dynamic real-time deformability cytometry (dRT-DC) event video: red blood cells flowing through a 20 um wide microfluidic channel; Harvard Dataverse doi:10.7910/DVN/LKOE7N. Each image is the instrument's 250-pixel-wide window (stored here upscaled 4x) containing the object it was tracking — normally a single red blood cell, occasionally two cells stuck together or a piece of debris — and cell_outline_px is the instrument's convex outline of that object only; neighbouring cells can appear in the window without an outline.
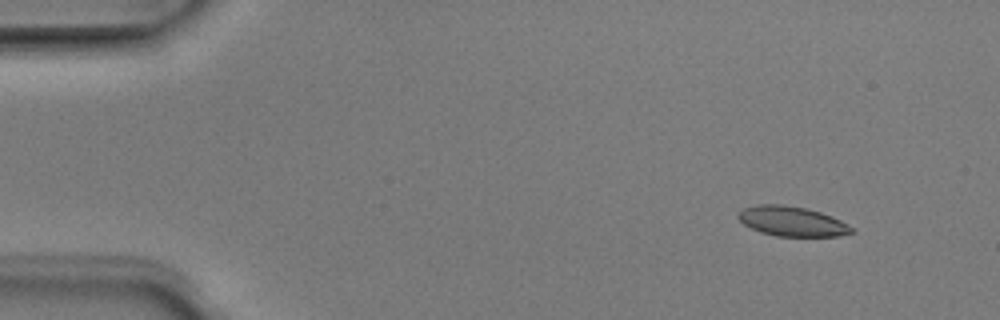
{"species": "Egyptian fruit bat (a non-hibernating species)", "species_latin": "Rousettus aegyptiacus", "temperature_condition": "room temperature", "stored_images_in_passage": 4, "camera_frame_rate_fps": 3000, "um_per_image_px": 0.085, "animal": {"sex": "male"}, "frame": {"image": 1, "passage_image": 1, "time_ms": 0.0, "image_size_px": [1000, 320], "cell_outline_px": [[856, 232], [840, 236], [776, 236], [760, 232], [744, 224], [736, 216], [744, 208], [756, 204], [780, 204], [808, 208], [832, 216], [856, 228]], "centroid_in_image_um": [67.37, 18.81], "position_along_channel_um": 17.6, "area_um2": 19.88}}
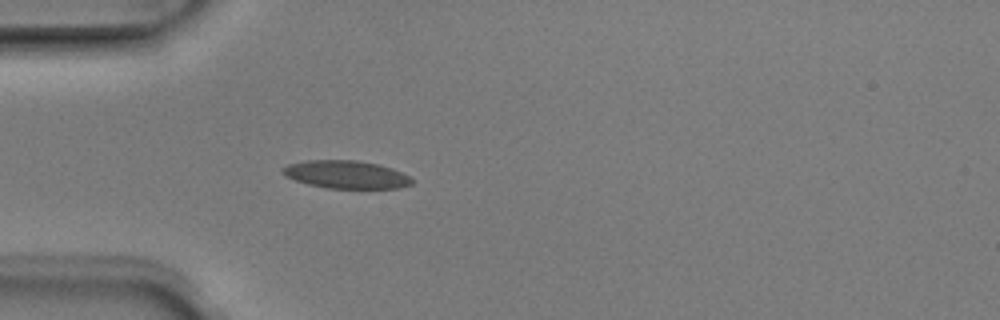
{"frame": {"image": 2, "passage_image": 4, "time_ms": 1.0, "image_size_px": [1000, 320], "cell_outline_px": [[412, 184], [400, 188], [328, 188], [308, 184], [284, 176], [280, 172], [280, 168], [288, 164], [308, 160], [356, 160], [380, 164], [392, 168], [412, 176]], "centroid_in_image_um": [29.42, 14.83], "position_along_channel_um": 55.6, "area_um2": 21.21}}